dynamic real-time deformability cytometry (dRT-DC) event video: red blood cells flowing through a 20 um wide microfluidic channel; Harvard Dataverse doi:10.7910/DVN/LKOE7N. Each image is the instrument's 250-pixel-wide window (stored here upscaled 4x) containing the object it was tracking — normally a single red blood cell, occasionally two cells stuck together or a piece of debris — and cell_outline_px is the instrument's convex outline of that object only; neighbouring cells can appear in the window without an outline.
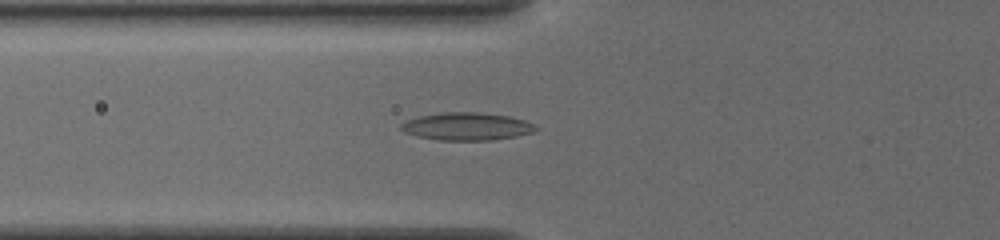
{"species": "common noctule bat (a hibernating species)", "species_latin": "Nyctalus noctula", "temperature_condition": "cold", "stored_images_in_passage": 50, "camera_frame_rate_fps": 3000, "um_per_image_px": 0.085, "animal": {"sex": "female", "body_mass_g": 19.5, "forearm_length_mm": 54.1}, "frame": {"image": 1, "passage_image": 17, "time_ms": 5.333, "image_size_px": [1000, 240], "cell_outline_px": [[536, 128], [532, 132], [516, 136], [492, 140], [436, 140], [416, 136], [404, 132], [400, 128], [400, 124], [404, 120], [416, 116], [440, 112], [476, 112], [508, 116], [524, 120], [532, 124]], "centroid_in_image_um": [39.57, 10.74], "position_along_channel_um": 86.2, "area_um2": 21.79}}
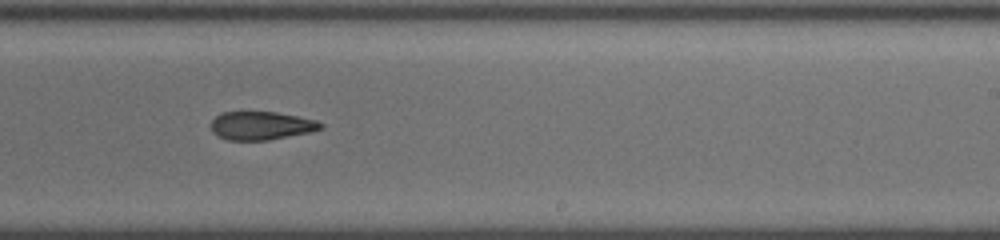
{"frame": {"image": 2, "passage_image": 31, "time_ms": 10.0, "image_size_px": [1000, 240], "cell_outline_px": [[324, 128], [308, 132], [268, 140], [228, 140], [212, 132], [212, 120], [220, 112], [276, 112], [316, 120], [324, 124]], "centroid_in_image_um": [22.2, 10.67], "position_along_channel_um": 266.8, "area_um2": 17.92}}
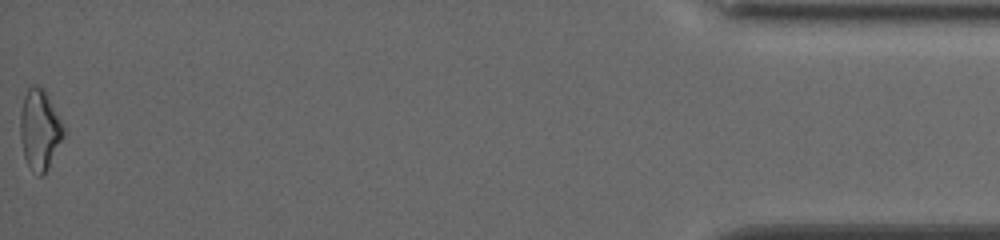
{"frame": {"image": 3, "passage_image": 50, "time_ms": 16.333, "image_size_px": [1000, 240], "cell_outline_px": [[68, 132], [48, 168], [40, 176], [36, 176], [32, 172], [24, 156], [20, 136], [20, 112], [24, 96], [28, 88], [32, 84], [36, 84], [44, 88], [64, 124]], "centroid_in_image_um": [3.41, 11.01], "position_along_channel_um": 431.8, "area_um2": 20.87}, "authors_computed_cell_mechanics": {"area_um2": 19.5653, "velocity_mm_per_s": 3.87, "shape_relaxation_time_tau1_ms": null, "shape_relaxation_time_tau2_ms": 5.5398, "deformation_change_tau1": null, "deformation_change_tau2": 0.1492}}